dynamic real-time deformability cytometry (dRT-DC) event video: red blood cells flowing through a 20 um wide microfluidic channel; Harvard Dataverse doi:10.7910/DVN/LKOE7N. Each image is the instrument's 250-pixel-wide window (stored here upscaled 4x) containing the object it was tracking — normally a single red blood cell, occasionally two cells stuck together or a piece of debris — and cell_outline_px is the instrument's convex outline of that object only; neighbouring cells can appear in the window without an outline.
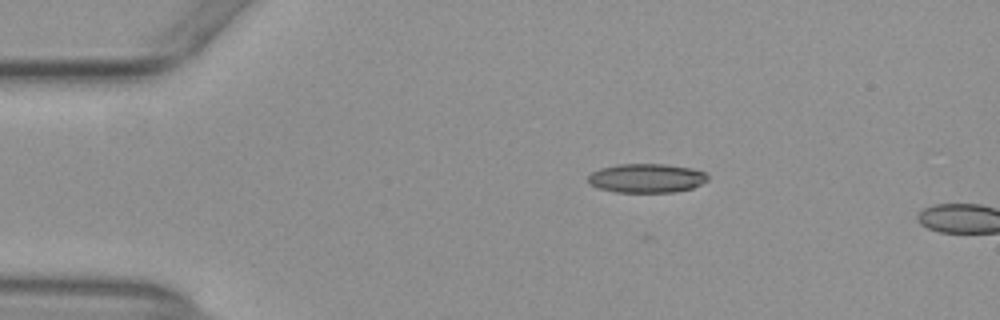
{"species": "common noctule bat (a hibernating species)", "species_latin": "Nyctalus noctula", "temperature_condition": "warm", "stored_images_in_passage": 12, "camera_frame_rate_fps": 3000, "um_per_image_px": 0.085, "animal": {"sex": "female", "body_mass_g": 29.2, "forearm_length_mm": 56.3}, "frame": {"image": 1, "passage_image": 8, "time_ms": 2.333, "image_size_px": [1000, 320], "cell_outline_px": [[708, 180], [692, 188], [676, 192], [616, 192], [600, 188], [592, 184], [588, 180], [588, 176], [592, 172], [600, 168], [616, 164], [664, 164], [692, 168], [704, 172], [708, 176]], "centroid_in_image_um": [54.97, 15.14], "position_along_channel_um": 30.0, "area_um2": 20.17}}